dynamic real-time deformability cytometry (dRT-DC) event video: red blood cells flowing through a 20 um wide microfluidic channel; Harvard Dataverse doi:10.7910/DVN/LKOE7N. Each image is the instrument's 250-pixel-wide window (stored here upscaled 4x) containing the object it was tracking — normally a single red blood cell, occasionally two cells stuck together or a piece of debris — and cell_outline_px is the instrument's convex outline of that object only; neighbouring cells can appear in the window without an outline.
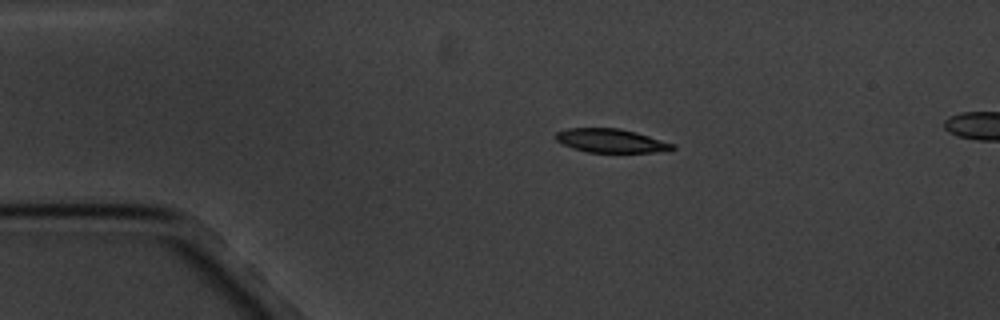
{"species": "common noctule bat (a hibernating species)", "species_latin": "Nyctalus noctula", "temperature_condition": "cold", "stored_images_in_passage": 5, "camera_frame_rate_fps": 3000, "um_per_image_px": 0.085, "animal": {"sex": "male", "body_mass_g": 20.1, "forearm_length_mm": 53.5}, "frame": {"image": 1, "passage_image": 3, "time_ms": 2.333, "image_size_px": [1000, 320], "cell_outline_px": [[676, 148], [652, 152], [588, 152], [572, 148], [556, 140], [556, 132], [568, 128], [620, 128], [636, 132], [676, 144]], "centroid_in_image_um": [51.93, 11.95], "position_along_channel_um": 33.1, "area_um2": 16.01}}